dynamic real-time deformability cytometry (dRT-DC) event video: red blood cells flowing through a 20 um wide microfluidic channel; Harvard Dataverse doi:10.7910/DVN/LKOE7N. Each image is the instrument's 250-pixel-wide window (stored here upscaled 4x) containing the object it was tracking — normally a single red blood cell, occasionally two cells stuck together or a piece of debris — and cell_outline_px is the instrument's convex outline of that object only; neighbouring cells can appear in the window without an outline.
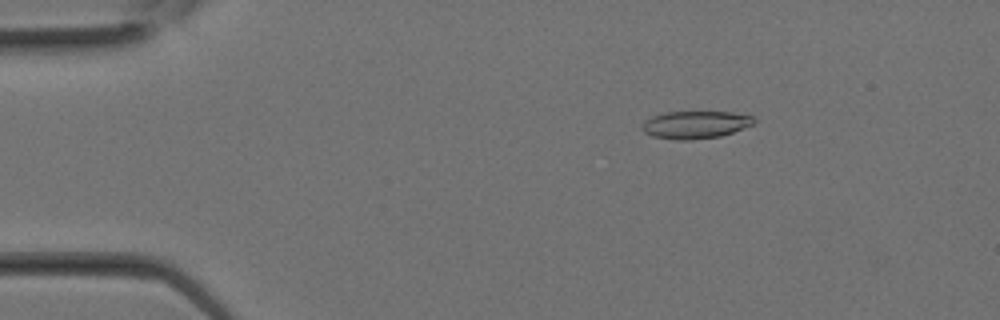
{"species": "Egyptian fruit bat (a non-hibernating species)", "species_latin": "Rousettus aegyptiacus", "temperature_condition": "room temperature", "stored_images_in_passage": 21, "camera_frame_rate_fps": 3000, "um_per_image_px": 0.085, "animal": {"sex": "female"}, "frame": {"image": 1, "passage_image": 5, "time_ms": 1.333, "image_size_px": [1000, 320], "cell_outline_px": [[756, 120], [752, 124], [732, 132], [720, 136], [688, 140], [676, 140], [652, 136], [644, 132], [640, 128], [640, 124], [644, 120], [652, 116], [664, 112], [732, 112], [752, 116]], "centroid_in_image_um": [59.03, 10.6], "position_along_channel_um": 26.0, "area_um2": 17.98}}
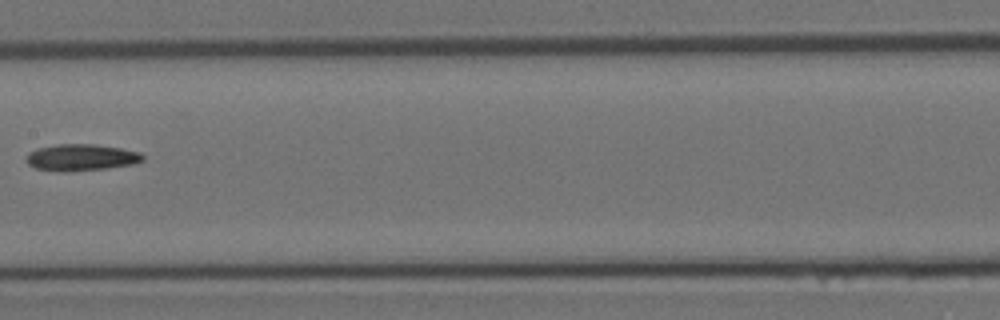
{"frame": {"image": 2, "passage_image": 15, "time_ms": 4.667, "image_size_px": [1000, 320], "cell_outline_px": [[144, 160], [132, 164], [108, 168], [68, 172], [64, 172], [36, 168], [28, 164], [28, 152], [36, 148], [56, 144], [96, 144], [120, 148], [140, 152], [144, 156]], "centroid_in_image_um": [6.91, 13.38], "position_along_channel_um": 200.5, "area_um2": 18.09}}
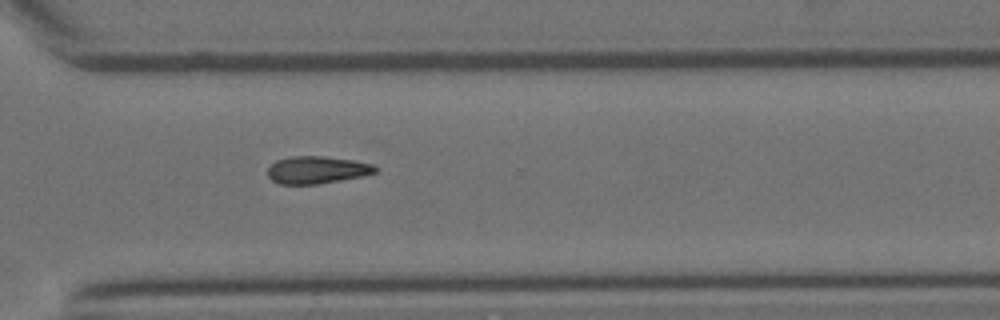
{"frame": {"image": 3, "passage_image": 21, "time_ms": 6.667, "image_size_px": [1000, 320], "cell_outline_px": [[380, 168], [376, 172], [364, 176], [320, 184], [280, 184], [272, 180], [268, 176], [268, 168], [276, 160], [292, 156], [324, 156], [356, 160], [372, 164]], "centroid_in_image_um": [26.99, 14.44], "position_along_channel_um": 343.6, "area_um2": 17.4}}